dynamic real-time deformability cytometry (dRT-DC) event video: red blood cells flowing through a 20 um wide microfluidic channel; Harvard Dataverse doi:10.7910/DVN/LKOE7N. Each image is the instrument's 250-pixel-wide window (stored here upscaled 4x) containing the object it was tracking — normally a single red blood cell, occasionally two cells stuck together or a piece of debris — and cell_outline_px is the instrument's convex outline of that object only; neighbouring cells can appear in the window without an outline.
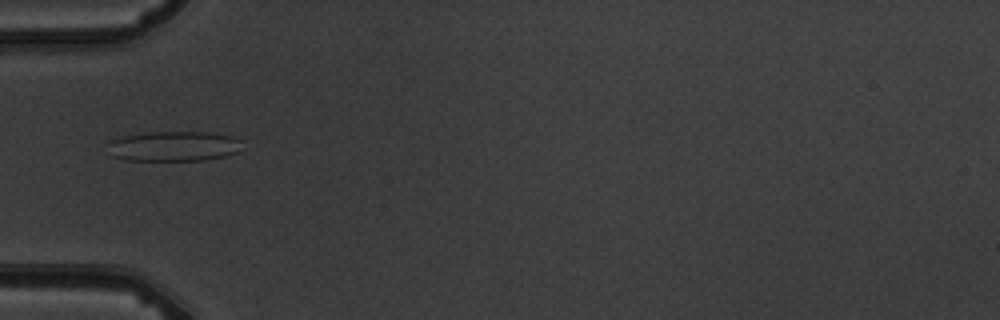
{"species": "common noctule bat (a hibernating species)", "species_latin": "Nyctalus noctula", "temperature_condition": "warm", "stored_images_in_passage": 8, "camera_frame_rate_fps": 3000, "um_per_image_px": 0.085, "animal": {"sex": "male", "body_mass_g": 19.5, "forearm_length_mm": 54.6}, "frame": {"image": 1, "passage_image": 6, "time_ms": 6.667, "image_size_px": [1000, 320], "cell_outline_px": [[244, 140], [236, 152], [224, 156], [204, 160], [128, 160], [112, 156], [104, 144], [120, 136], [148, 132], [208, 132], [232, 136]], "centroid_in_image_um": [14.72, 12.42], "position_along_channel_um": 70.3, "area_um2": 23.7}}
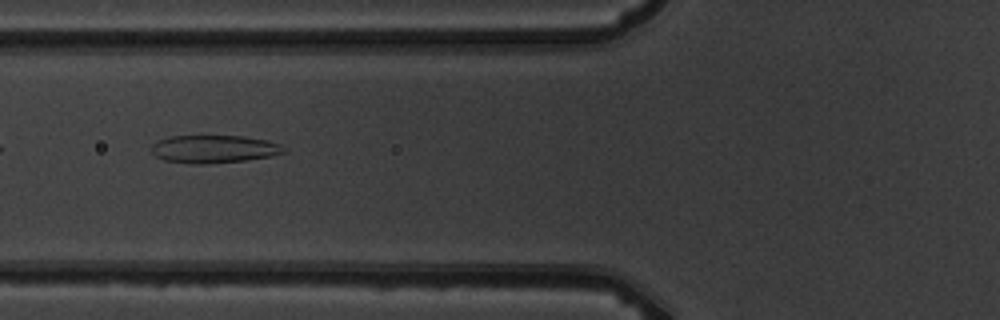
{"frame": {"image": 2, "passage_image": 7, "time_ms": 7.667, "image_size_px": [1000, 320], "cell_outline_px": [[288, 152], [272, 156], [244, 160], [208, 164], [192, 164], [164, 160], [156, 156], [152, 152], [152, 144], [156, 140], [172, 136], [244, 136], [264, 140], [280, 144], [288, 148]], "centroid_in_image_um": [18.21, 12.67], "position_along_channel_um": 107.6, "area_um2": 21.62}}
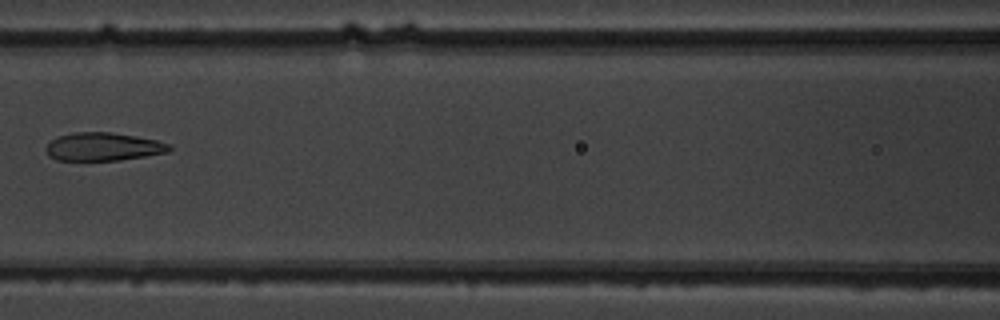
{"frame": {"image": 3, "passage_image": 8, "time_ms": 9.0, "image_size_px": [1000, 320], "cell_outline_px": [[172, 148], [168, 152], [120, 160], [56, 160], [48, 156], [44, 148], [56, 136], [72, 132], [112, 132], [136, 136], [156, 140], [172, 144]], "centroid_in_image_um": [8.75, 12.46], "position_along_channel_um": 157.8, "area_um2": 20.4}}